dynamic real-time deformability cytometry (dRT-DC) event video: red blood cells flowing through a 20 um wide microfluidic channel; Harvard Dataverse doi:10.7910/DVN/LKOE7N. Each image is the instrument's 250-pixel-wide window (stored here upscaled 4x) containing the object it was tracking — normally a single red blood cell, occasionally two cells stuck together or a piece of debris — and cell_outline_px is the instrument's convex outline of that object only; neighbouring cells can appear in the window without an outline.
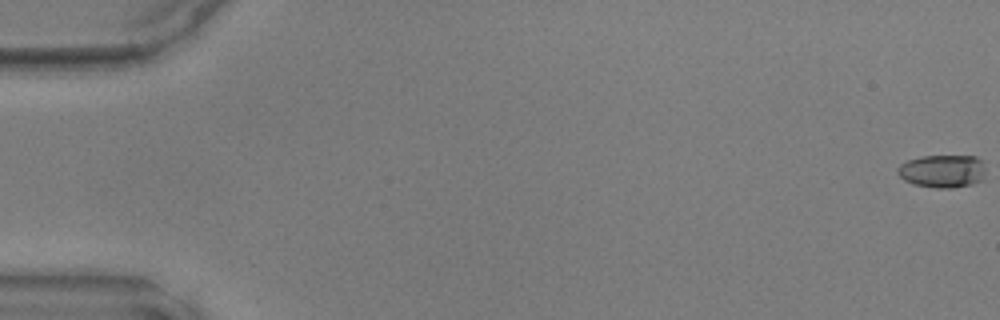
{"species": "common noctule bat (a hibernating species)", "species_latin": "Nyctalus noctula", "temperature_condition": "warm", "stored_images_in_passage": 49, "camera_frame_rate_fps": 3000, "um_per_image_px": 0.085, "animal": {"sex": "male", "body_mass_g": 17.9, "forearm_length_mm": 54.2}, "frame": {"image": 1, "passage_image": 1, "time_ms": 0.0, "image_size_px": [1000, 320], "cell_outline_px": [[984, 180], [972, 184], [952, 188], [936, 188], [912, 184], [904, 180], [896, 172], [896, 168], [900, 164], [908, 160], [920, 156], [976, 156], [980, 160], [984, 168]], "centroid_in_image_um": [80.08, 14.55], "position_along_channel_um": 4.9, "area_um2": 17.05}}
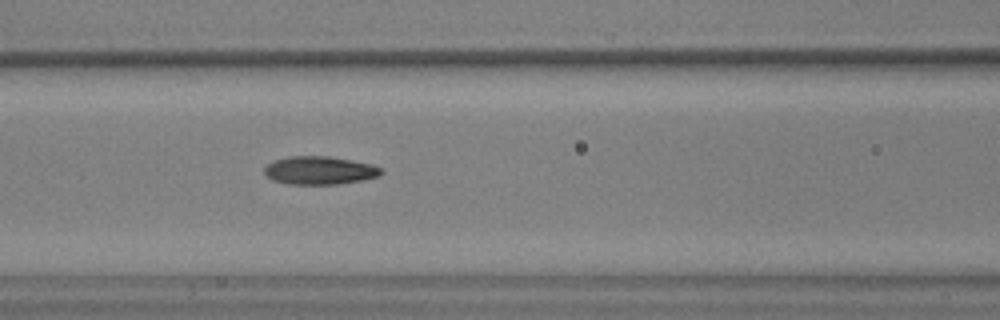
{"frame": {"image": 2, "passage_image": 22, "time_ms": 7.0, "image_size_px": [1000, 320], "cell_outline_px": [[384, 172], [376, 176], [364, 180], [336, 184], [288, 184], [272, 180], [264, 172], [264, 168], [272, 160], [288, 156], [328, 156], [352, 160], [372, 164], [380, 168]], "centroid_in_image_um": [27.14, 14.48], "position_along_channel_um": 139.5, "area_um2": 19.19}}
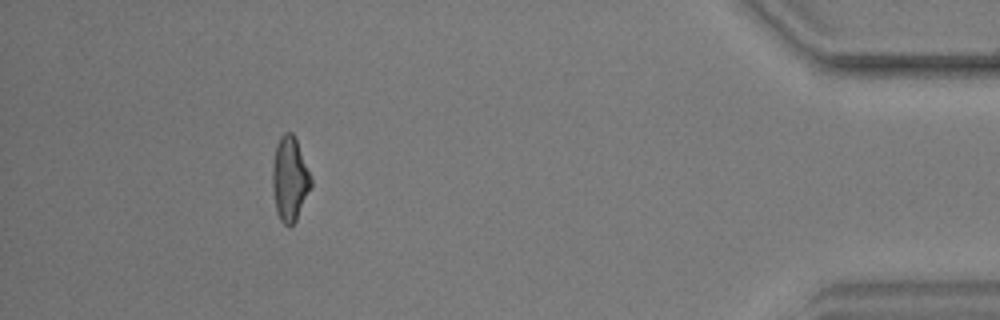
{"frame": {"image": 3, "passage_image": 45, "time_ms": 14.667, "image_size_px": [1000, 320], "cell_outline_px": [[312, 184], [296, 220], [288, 228], [280, 220], [276, 212], [272, 188], [272, 164], [276, 144], [280, 136], [284, 132], [292, 132], [296, 136], [312, 180]], "centroid_in_image_um": [24.61, 15.18], "position_along_channel_um": 410.6, "area_um2": 19.13}}